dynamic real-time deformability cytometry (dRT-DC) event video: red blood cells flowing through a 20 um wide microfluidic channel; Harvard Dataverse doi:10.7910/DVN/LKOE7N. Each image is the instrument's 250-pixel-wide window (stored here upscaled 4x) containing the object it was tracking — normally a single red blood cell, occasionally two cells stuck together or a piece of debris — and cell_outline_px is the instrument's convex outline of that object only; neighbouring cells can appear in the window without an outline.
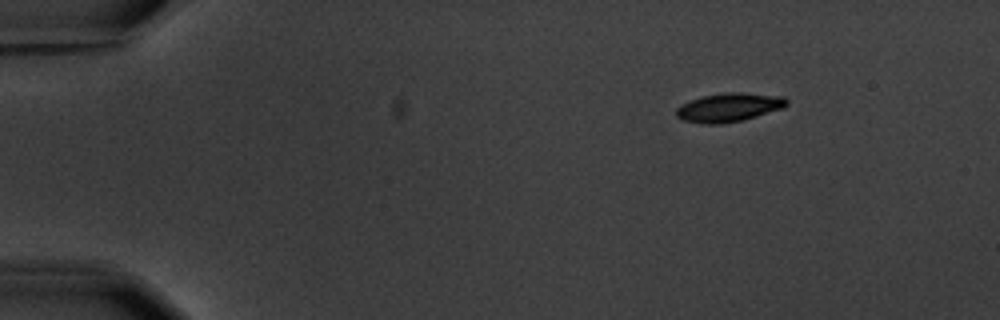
{"species": "common noctule bat (a hibernating species)", "species_latin": "Nyctalus noctula", "temperature_condition": "warm", "stored_images_in_passage": 3, "camera_frame_rate_fps": 3000, "um_per_image_px": 0.085, "animal": {"sex": "male", "body_mass_g": 20.1, "forearm_length_mm": 53.5}, "frame": {"image": 1, "passage_image": 1, "time_ms": 0.0, "image_size_px": [1000, 320], "cell_outline_px": [[788, 104], [784, 108], [744, 120], [720, 124], [704, 124], [684, 120], [676, 116], [676, 108], [680, 104], [704, 96], [724, 92], [740, 92], [784, 96], [788, 100]], "centroid_in_image_um": [61.99, 9.13], "position_along_channel_um": 23.0, "area_um2": 18.61}}